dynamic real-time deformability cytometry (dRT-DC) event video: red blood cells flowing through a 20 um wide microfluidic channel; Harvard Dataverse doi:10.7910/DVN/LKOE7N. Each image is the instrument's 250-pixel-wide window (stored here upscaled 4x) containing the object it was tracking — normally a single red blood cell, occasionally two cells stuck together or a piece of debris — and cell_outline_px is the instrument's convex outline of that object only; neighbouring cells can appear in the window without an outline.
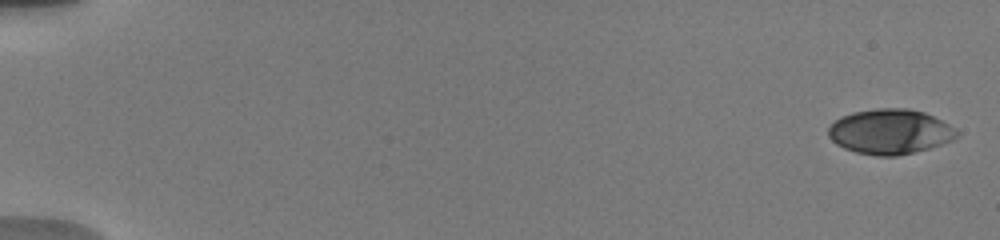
{"species": "human", "species_latin": "Homo sapiens", "temperature_condition": "warm", "stored_images_in_passage": 16, "camera_frame_rate_fps": 3000, "um_per_image_px": 0.085, "donor": {"sex": "male"}, "frame": {"image": 1, "passage_image": 2, "time_ms": 0.333, "image_size_px": [1000, 240], "cell_outline_px": [[960, 132], [952, 140], [928, 148], [896, 156], [876, 156], [856, 152], [844, 148], [836, 144], [828, 136], [828, 128], [840, 116], [852, 112], [876, 108], [908, 108], [924, 112], [948, 124]], "centroid_in_image_um": [75.62, 11.18], "position_along_channel_um": 9.4, "area_um2": 33.52}}
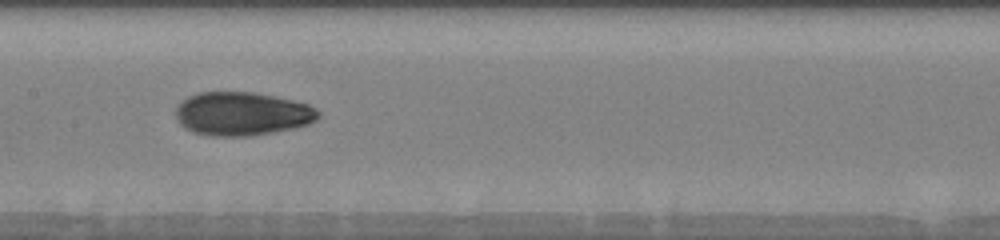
{"frame": {"image": 2, "passage_image": 12, "time_ms": 9.667, "image_size_px": [1000, 240], "cell_outline_px": [[320, 116], [316, 120], [308, 124], [292, 128], [272, 132], [248, 136], [212, 136], [192, 132], [184, 128], [180, 124], [176, 116], [176, 108], [188, 96], [200, 92], [252, 92], [292, 100], [308, 104], [316, 108], [320, 112]], "centroid_in_image_um": [20.57, 9.67], "position_along_channel_um": 186.8, "area_um2": 36.01}}
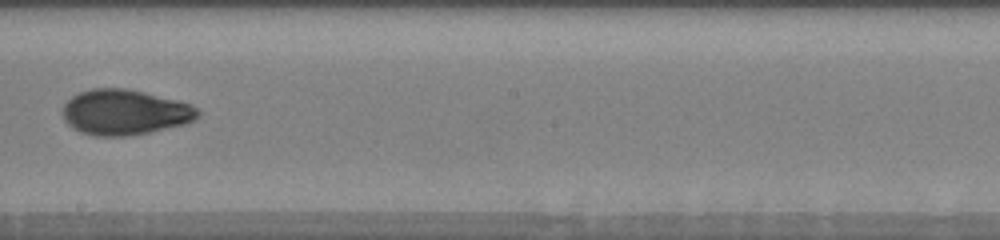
{"frame": {"image": 3, "passage_image": 13, "time_ms": 11.0, "image_size_px": [1000, 240], "cell_outline_px": [[200, 116], [184, 124], [148, 132], [124, 136], [96, 136], [80, 132], [72, 128], [64, 120], [60, 112], [64, 104], [72, 96], [80, 92], [92, 88], [124, 88], [144, 92], [180, 100], [192, 104], [200, 112]], "centroid_in_image_um": [10.58, 9.53], "position_along_channel_um": 237.6, "area_um2": 35.89}}